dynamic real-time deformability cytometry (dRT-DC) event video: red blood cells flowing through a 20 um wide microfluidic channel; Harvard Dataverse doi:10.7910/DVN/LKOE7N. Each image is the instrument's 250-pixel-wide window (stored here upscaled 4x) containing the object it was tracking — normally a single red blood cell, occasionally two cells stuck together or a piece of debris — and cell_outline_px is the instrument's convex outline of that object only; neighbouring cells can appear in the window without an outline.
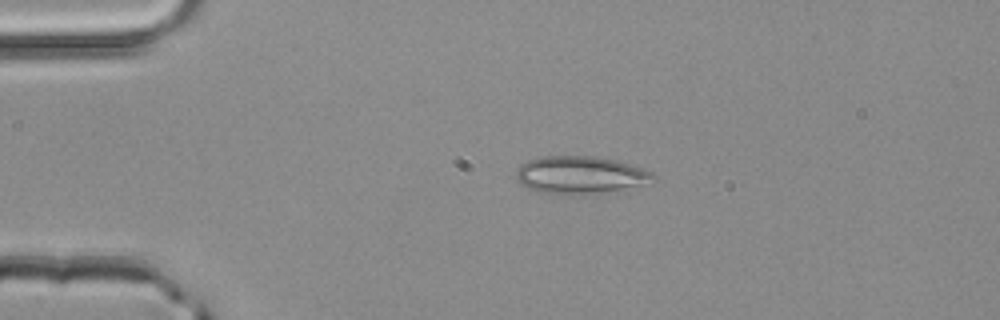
{"species": "common noctule bat (a hibernating species)", "species_latin": "Nyctalus noctula", "temperature_condition": "room temperature", "stored_images_in_passage": 2, "camera_frame_rate_fps": 3000, "um_per_image_px": 0.085, "animal": {"sex": "male", "body_mass_g": 20.4}, "frame": {"image": 1, "passage_image": 1, "time_ms": 0.0, "image_size_px": [1000, 320], "cell_outline_px": [[656, 180], [616, 192], [580, 196], [572, 196], [540, 192], [528, 188], [520, 184], [516, 180], [516, 168], [520, 164], [528, 160], [540, 156], [596, 156], [616, 160], [652, 172], [656, 176]], "centroid_in_image_um": [49.3, 14.9], "position_along_channel_um": 35.7, "area_um2": 30.87}}